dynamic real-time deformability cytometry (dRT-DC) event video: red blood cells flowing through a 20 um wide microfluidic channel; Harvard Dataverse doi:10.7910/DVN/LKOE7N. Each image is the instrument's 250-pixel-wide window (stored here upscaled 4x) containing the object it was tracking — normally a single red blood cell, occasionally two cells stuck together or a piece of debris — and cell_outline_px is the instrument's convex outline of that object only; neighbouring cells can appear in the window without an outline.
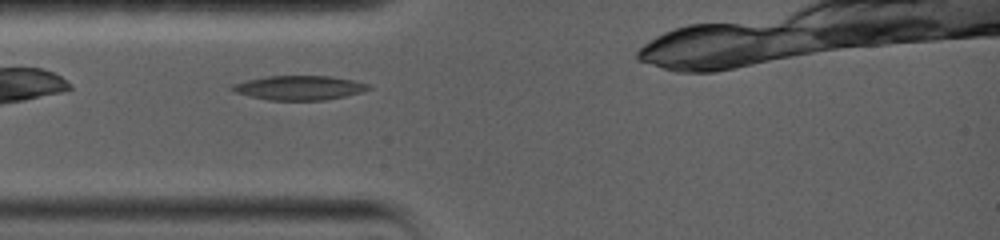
{"species": "common noctule bat (a hibernating species)", "species_latin": "Nyctalus noctula", "temperature_condition": "warm", "stored_images_in_passage": 3, "camera_frame_rate_fps": 5000, "um_per_image_px": 0.085, "animal": {"sex": "female", "body_mass_g": 19.0, "forearm_length_mm": 56.7}, "frame": {"image": 1, "passage_image": 2, "time_ms": 0.8, "image_size_px": [1000, 240], "cell_outline_px": [[372, 88], [364, 92], [324, 100], [268, 100], [236, 92], [228, 88], [232, 84], [248, 80], [268, 76], [332, 76], [352, 80], [368, 84]], "centroid_in_image_um": [25.46, 7.46], "position_along_channel_um": 59.5, "area_um2": 19.19}}
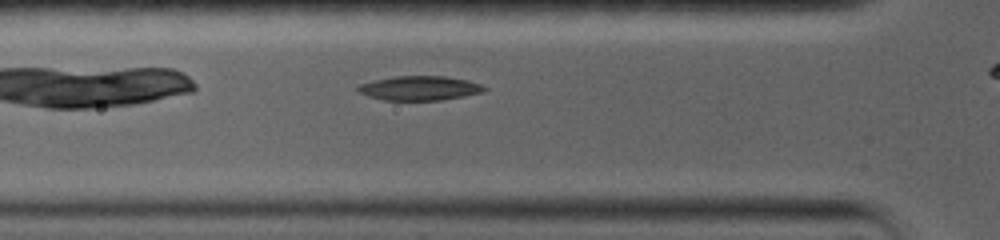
{"frame": {"image": 2, "passage_image": 3, "time_ms": 1.6, "image_size_px": [1000, 240], "cell_outline_px": [[488, 88], [484, 92], [464, 96], [440, 100], [384, 100], [368, 96], [360, 92], [356, 88], [360, 84], [376, 80], [396, 76], [444, 76], [468, 80], [480, 84]], "centroid_in_image_um": [35.7, 7.49], "position_along_channel_um": 90.1, "area_um2": 17.8}}